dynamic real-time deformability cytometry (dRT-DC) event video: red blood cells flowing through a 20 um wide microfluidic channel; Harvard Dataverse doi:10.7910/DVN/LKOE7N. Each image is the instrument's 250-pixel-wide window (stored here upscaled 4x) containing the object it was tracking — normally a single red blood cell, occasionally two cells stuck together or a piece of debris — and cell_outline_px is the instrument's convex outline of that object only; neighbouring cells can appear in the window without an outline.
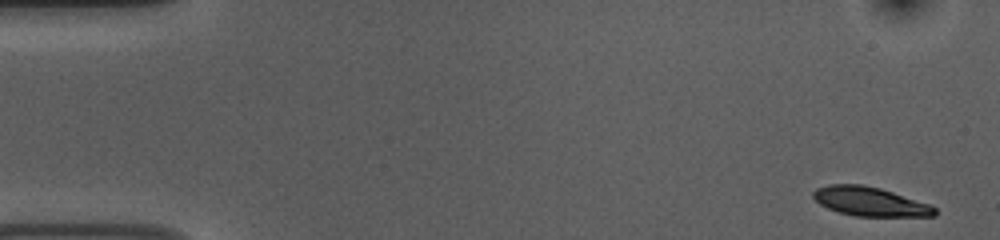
{"species": "common noctule bat (a hibernating species)", "species_latin": "Nyctalus noctula", "temperature_condition": "room temperature", "stored_images_in_passage": 52, "camera_frame_rate_fps": 3000, "um_per_image_px": 0.085, "animal": {"sex": "female", "body_mass_g": 10.0, "forearm_length_mm": 53.1}, "frame": {"image": 1, "passage_image": 1, "time_ms": 0.0, "image_size_px": [1000, 240], "cell_outline_px": [[936, 216], [856, 216], [840, 212], [828, 208], [820, 204], [812, 196], [812, 192], [816, 188], [828, 184], [864, 184], [880, 188], [928, 204], [936, 208]], "centroid_in_image_um": [73.91, 17.12], "position_along_channel_um": 11.1, "area_um2": 20.4}}
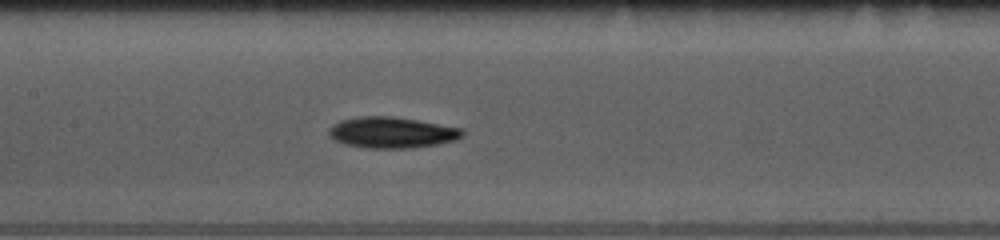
{"frame": {"image": 2, "passage_image": 24, "time_ms": 7.667, "image_size_px": [1000, 240], "cell_outline_px": [[464, 136], [456, 140], [436, 144], [412, 148], [368, 148], [344, 144], [328, 136], [328, 128], [332, 124], [340, 120], [360, 116], [392, 116], [464, 128]], "centroid_in_image_um": [33.3, 11.26], "position_along_channel_um": 174.1, "area_um2": 24.33}}
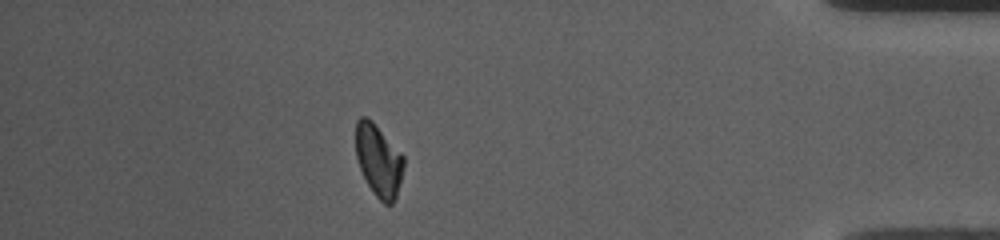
{"frame": {"image": 3, "passage_image": 46, "time_ms": 15.0, "image_size_px": [1000, 240], "cell_outline_px": [[404, 164], [396, 196], [392, 204], [384, 204], [376, 196], [368, 184], [360, 168], [356, 156], [356, 120], [360, 116], [368, 116], [372, 120], [404, 156]], "centroid_in_image_um": [32.17, 13.59], "position_along_channel_um": 403.0, "area_um2": 19.94}, "authors_computed_cell_mechanics": {"area_um2": 21.675, "velocity_mm_per_s": 3.7165, "shape_relaxation_time_tau1_ms": 3.0911, "shape_relaxation_time_tau2_ms": null, "deformation_change_tau1": 0.1183, "deformation_change_tau2": null}}